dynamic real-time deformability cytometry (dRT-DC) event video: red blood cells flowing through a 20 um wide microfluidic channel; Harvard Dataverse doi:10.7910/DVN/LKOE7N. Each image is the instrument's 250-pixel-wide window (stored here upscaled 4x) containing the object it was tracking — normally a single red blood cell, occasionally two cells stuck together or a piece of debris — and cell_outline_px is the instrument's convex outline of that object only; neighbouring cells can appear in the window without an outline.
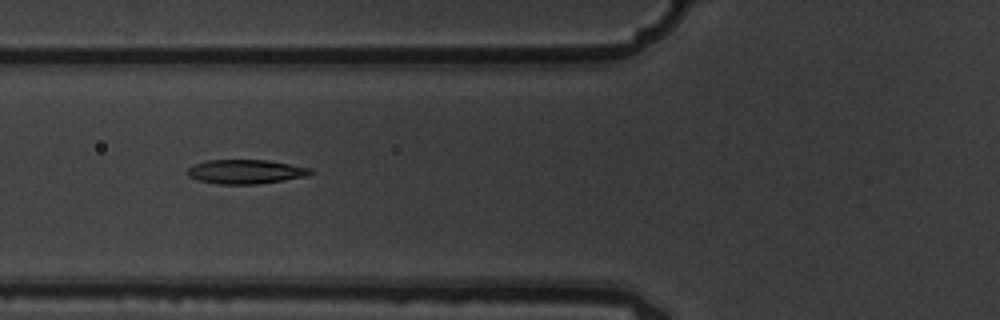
{"species": "common noctule bat (a hibernating species)", "species_latin": "Nyctalus noctula", "temperature_condition": "warm", "stored_images_in_passage": 10, "camera_frame_rate_fps": 3000, "um_per_image_px": 0.085, "animal": {"sex": "male", "body_mass_g": 19.5, "forearm_length_mm": 54.6}, "frame": {"image": 1, "passage_image": 6, "time_ms": 1.667, "image_size_px": [1000, 320], "cell_outline_px": [[312, 172], [304, 176], [284, 180], [256, 184], [216, 184], [200, 180], [188, 176], [188, 168], [204, 160], [268, 160], [312, 168]], "centroid_in_image_um": [20.87, 14.59], "position_along_channel_um": 104.9, "area_um2": 17.17}}
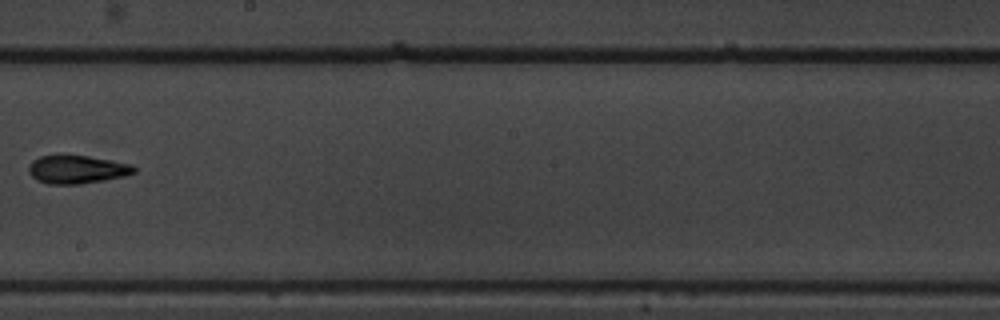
{"frame": {"image": 2, "passage_image": 9, "time_ms": 2.667, "image_size_px": [1000, 320], "cell_outline_px": [[136, 172], [124, 176], [104, 180], [80, 184], [48, 184], [36, 180], [28, 172], [28, 168], [32, 160], [40, 156], [56, 152], [64, 152], [88, 156], [132, 164], [136, 168]], "centroid_in_image_um": [6.48, 14.36], "position_along_channel_um": 241.7, "area_um2": 18.03}}
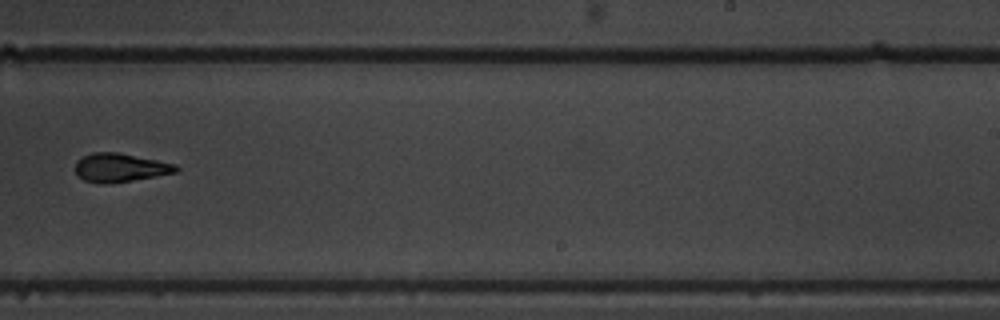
{"frame": {"image": 3, "passage_image": 10, "time_ms": 3.0, "image_size_px": [1000, 320], "cell_outline_px": [[180, 168], [176, 172], [156, 176], [132, 180], [104, 184], [100, 184], [84, 180], [76, 176], [76, 160], [92, 152], [120, 152], [176, 164]], "centroid_in_image_um": [10.19, 14.24], "position_along_channel_um": 278.8, "area_um2": 16.88}}